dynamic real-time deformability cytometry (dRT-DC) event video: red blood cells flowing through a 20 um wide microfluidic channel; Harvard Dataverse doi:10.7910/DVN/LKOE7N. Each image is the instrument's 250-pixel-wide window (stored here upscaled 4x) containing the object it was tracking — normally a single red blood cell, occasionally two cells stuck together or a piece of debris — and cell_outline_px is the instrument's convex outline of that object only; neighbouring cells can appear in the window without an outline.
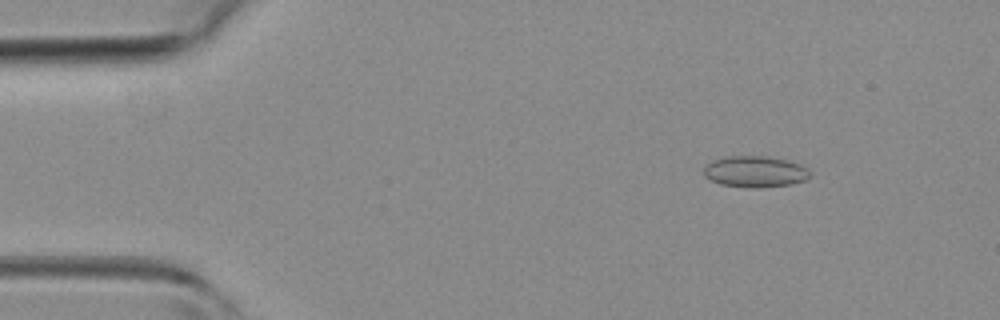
{"species": "common noctule bat (a hibernating species)", "species_latin": "Nyctalus noctula", "temperature_condition": "room temperature", "stored_images_in_passage": 45, "camera_frame_rate_fps": 3000, "um_per_image_px": 0.085, "animal": {"sex": "female", "body_mass_g": 19.3, "forearm_length_mm": 54.1}, "frame": {"image": 1, "passage_image": 6, "time_ms": 1.667, "image_size_px": [1000, 320], "cell_outline_px": [[808, 176], [804, 180], [792, 184], [756, 188], [720, 184], [704, 176], [704, 164], [712, 160], [724, 156], [768, 156], [788, 160], [800, 164], [808, 168]], "centroid_in_image_um": [64.14, 14.57], "position_along_channel_um": 20.9, "area_um2": 19.36}}
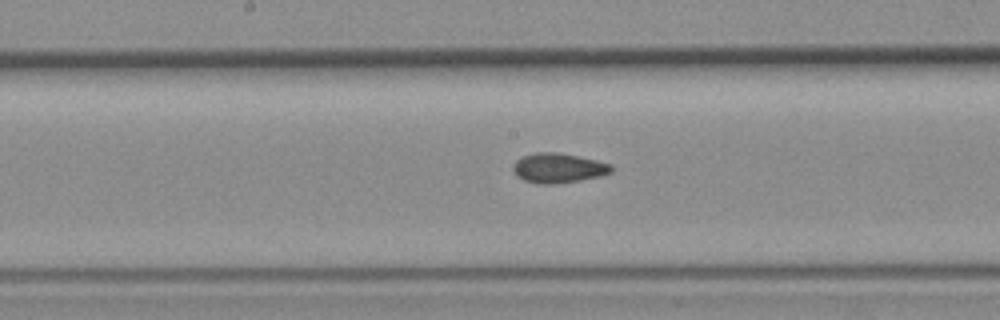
{"frame": {"image": 2, "passage_image": 23, "time_ms": 7.333, "image_size_px": [1000, 320], "cell_outline_px": [[612, 172], [600, 176], [580, 180], [556, 184], [536, 184], [524, 180], [516, 176], [512, 168], [512, 164], [516, 160], [524, 156], [536, 152], [556, 152], [596, 160], [612, 164]], "centroid_in_image_um": [47.43, 14.29], "position_along_channel_um": 200.8, "area_um2": 17.05}}
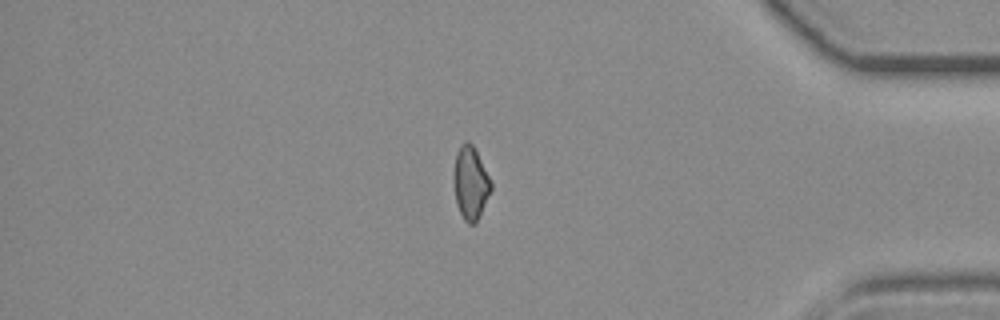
{"frame": {"image": 3, "passage_image": 38, "time_ms": 12.333, "image_size_px": [1000, 320], "cell_outline_px": [[492, 188], [476, 224], [468, 224], [464, 220], [456, 204], [452, 180], [452, 176], [456, 152], [460, 144], [464, 140], [468, 140], [476, 148], [492, 184]], "centroid_in_image_um": [39.97, 15.52], "position_along_channel_um": 395.2, "area_um2": 16.3}}